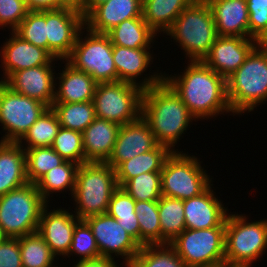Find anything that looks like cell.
<instances>
[{
    "instance_id": "6da1fadb",
    "label": "cell",
    "mask_w": 267,
    "mask_h": 267,
    "mask_svg": "<svg viewBox=\"0 0 267 267\" xmlns=\"http://www.w3.org/2000/svg\"><path fill=\"white\" fill-rule=\"evenodd\" d=\"M164 81L181 98L195 120L232 112L226 79L203 61H191L182 75L164 76Z\"/></svg>"
},
{
    "instance_id": "7a4b0ae2",
    "label": "cell",
    "mask_w": 267,
    "mask_h": 267,
    "mask_svg": "<svg viewBox=\"0 0 267 267\" xmlns=\"http://www.w3.org/2000/svg\"><path fill=\"white\" fill-rule=\"evenodd\" d=\"M141 117L149 124L160 145L176 151L174 144L195 118L175 91L165 82L145 89Z\"/></svg>"
},
{
    "instance_id": "3957f363",
    "label": "cell",
    "mask_w": 267,
    "mask_h": 267,
    "mask_svg": "<svg viewBox=\"0 0 267 267\" xmlns=\"http://www.w3.org/2000/svg\"><path fill=\"white\" fill-rule=\"evenodd\" d=\"M227 97L234 114L251 112L267 100V49L256 45L244 63L226 79Z\"/></svg>"
},
{
    "instance_id": "277c9868",
    "label": "cell",
    "mask_w": 267,
    "mask_h": 267,
    "mask_svg": "<svg viewBox=\"0 0 267 267\" xmlns=\"http://www.w3.org/2000/svg\"><path fill=\"white\" fill-rule=\"evenodd\" d=\"M178 42L190 61H202L218 37L213 13L205 0H195L166 32Z\"/></svg>"
},
{
    "instance_id": "5b68a950",
    "label": "cell",
    "mask_w": 267,
    "mask_h": 267,
    "mask_svg": "<svg viewBox=\"0 0 267 267\" xmlns=\"http://www.w3.org/2000/svg\"><path fill=\"white\" fill-rule=\"evenodd\" d=\"M118 188L115 170L107 163L86 162L78 167L72 197L75 215L84 220L107 213L113 192Z\"/></svg>"
},
{
    "instance_id": "8992f818",
    "label": "cell",
    "mask_w": 267,
    "mask_h": 267,
    "mask_svg": "<svg viewBox=\"0 0 267 267\" xmlns=\"http://www.w3.org/2000/svg\"><path fill=\"white\" fill-rule=\"evenodd\" d=\"M48 203L36 184L28 183L0 196V225L8 238L37 232L40 216Z\"/></svg>"
},
{
    "instance_id": "52a82bcc",
    "label": "cell",
    "mask_w": 267,
    "mask_h": 267,
    "mask_svg": "<svg viewBox=\"0 0 267 267\" xmlns=\"http://www.w3.org/2000/svg\"><path fill=\"white\" fill-rule=\"evenodd\" d=\"M246 216L228 214L225 227V266L251 267L267 248V220L246 222Z\"/></svg>"
},
{
    "instance_id": "ba28073f",
    "label": "cell",
    "mask_w": 267,
    "mask_h": 267,
    "mask_svg": "<svg viewBox=\"0 0 267 267\" xmlns=\"http://www.w3.org/2000/svg\"><path fill=\"white\" fill-rule=\"evenodd\" d=\"M195 156L172 151L161 170V195L181 200L199 196L211 184Z\"/></svg>"
},
{
    "instance_id": "9c48e42d",
    "label": "cell",
    "mask_w": 267,
    "mask_h": 267,
    "mask_svg": "<svg viewBox=\"0 0 267 267\" xmlns=\"http://www.w3.org/2000/svg\"><path fill=\"white\" fill-rule=\"evenodd\" d=\"M143 91L127 82L98 83L93 97L95 116L120 126L138 120L142 112Z\"/></svg>"
},
{
    "instance_id": "30bf717a",
    "label": "cell",
    "mask_w": 267,
    "mask_h": 267,
    "mask_svg": "<svg viewBox=\"0 0 267 267\" xmlns=\"http://www.w3.org/2000/svg\"><path fill=\"white\" fill-rule=\"evenodd\" d=\"M83 39L79 32L71 54L65 59L74 68L81 70L97 83L117 82V70L113 61V44L107 34L87 30ZM81 38V39H80Z\"/></svg>"
},
{
    "instance_id": "8fae6325",
    "label": "cell",
    "mask_w": 267,
    "mask_h": 267,
    "mask_svg": "<svg viewBox=\"0 0 267 267\" xmlns=\"http://www.w3.org/2000/svg\"><path fill=\"white\" fill-rule=\"evenodd\" d=\"M225 227L185 229L169 244L188 267L225 266Z\"/></svg>"
},
{
    "instance_id": "7c38bea8",
    "label": "cell",
    "mask_w": 267,
    "mask_h": 267,
    "mask_svg": "<svg viewBox=\"0 0 267 267\" xmlns=\"http://www.w3.org/2000/svg\"><path fill=\"white\" fill-rule=\"evenodd\" d=\"M48 108L0 81V123L7 131L1 141L18 142Z\"/></svg>"
},
{
    "instance_id": "4fadbf2b",
    "label": "cell",
    "mask_w": 267,
    "mask_h": 267,
    "mask_svg": "<svg viewBox=\"0 0 267 267\" xmlns=\"http://www.w3.org/2000/svg\"><path fill=\"white\" fill-rule=\"evenodd\" d=\"M90 226L100 253V257L122 256L125 266H130L139 252L140 245L108 213L84 219ZM124 256V257H123Z\"/></svg>"
},
{
    "instance_id": "5bb4252c",
    "label": "cell",
    "mask_w": 267,
    "mask_h": 267,
    "mask_svg": "<svg viewBox=\"0 0 267 267\" xmlns=\"http://www.w3.org/2000/svg\"><path fill=\"white\" fill-rule=\"evenodd\" d=\"M48 53L65 60L72 52L79 32L85 29L80 10L68 6L46 10Z\"/></svg>"
},
{
    "instance_id": "9a60e30c",
    "label": "cell",
    "mask_w": 267,
    "mask_h": 267,
    "mask_svg": "<svg viewBox=\"0 0 267 267\" xmlns=\"http://www.w3.org/2000/svg\"><path fill=\"white\" fill-rule=\"evenodd\" d=\"M60 60L53 58L47 65L36 66L13 72L5 81L8 87L21 95L40 101L51 108L55 96V73L52 62Z\"/></svg>"
},
{
    "instance_id": "2e32d148",
    "label": "cell",
    "mask_w": 267,
    "mask_h": 267,
    "mask_svg": "<svg viewBox=\"0 0 267 267\" xmlns=\"http://www.w3.org/2000/svg\"><path fill=\"white\" fill-rule=\"evenodd\" d=\"M258 44L246 37L218 36L203 62L224 79L230 77Z\"/></svg>"
},
{
    "instance_id": "e0dca14e",
    "label": "cell",
    "mask_w": 267,
    "mask_h": 267,
    "mask_svg": "<svg viewBox=\"0 0 267 267\" xmlns=\"http://www.w3.org/2000/svg\"><path fill=\"white\" fill-rule=\"evenodd\" d=\"M158 145L149 124L140 117L120 126L112 154L106 163L115 170L122 162L151 151Z\"/></svg>"
},
{
    "instance_id": "ac0fdd59",
    "label": "cell",
    "mask_w": 267,
    "mask_h": 267,
    "mask_svg": "<svg viewBox=\"0 0 267 267\" xmlns=\"http://www.w3.org/2000/svg\"><path fill=\"white\" fill-rule=\"evenodd\" d=\"M80 219L66 210H42L37 232L49 245L52 253L66 256L71 246L76 223Z\"/></svg>"
},
{
    "instance_id": "d6986e66",
    "label": "cell",
    "mask_w": 267,
    "mask_h": 267,
    "mask_svg": "<svg viewBox=\"0 0 267 267\" xmlns=\"http://www.w3.org/2000/svg\"><path fill=\"white\" fill-rule=\"evenodd\" d=\"M150 48L131 49L113 45V61L117 70V82H127L141 87L143 90L156 86L164 81L162 73L145 78L141 83L136 82L137 77L149 67L151 54Z\"/></svg>"
},
{
    "instance_id": "ffe728a7",
    "label": "cell",
    "mask_w": 267,
    "mask_h": 267,
    "mask_svg": "<svg viewBox=\"0 0 267 267\" xmlns=\"http://www.w3.org/2000/svg\"><path fill=\"white\" fill-rule=\"evenodd\" d=\"M186 229L226 227L227 208L209 186L199 196L183 200Z\"/></svg>"
},
{
    "instance_id": "44dd1931",
    "label": "cell",
    "mask_w": 267,
    "mask_h": 267,
    "mask_svg": "<svg viewBox=\"0 0 267 267\" xmlns=\"http://www.w3.org/2000/svg\"><path fill=\"white\" fill-rule=\"evenodd\" d=\"M11 38L7 39L2 47V66L5 74V81L13 72L32 68L36 66L47 65L53 57L45 50L37 47L18 36L12 31Z\"/></svg>"
},
{
    "instance_id": "7402d4cb",
    "label": "cell",
    "mask_w": 267,
    "mask_h": 267,
    "mask_svg": "<svg viewBox=\"0 0 267 267\" xmlns=\"http://www.w3.org/2000/svg\"><path fill=\"white\" fill-rule=\"evenodd\" d=\"M137 17H142V0H108L84 18L85 29L107 34L122 21Z\"/></svg>"
},
{
    "instance_id": "603a6c76",
    "label": "cell",
    "mask_w": 267,
    "mask_h": 267,
    "mask_svg": "<svg viewBox=\"0 0 267 267\" xmlns=\"http://www.w3.org/2000/svg\"><path fill=\"white\" fill-rule=\"evenodd\" d=\"M213 13L218 36L249 38L246 0H205Z\"/></svg>"
},
{
    "instance_id": "cb8c5ba5",
    "label": "cell",
    "mask_w": 267,
    "mask_h": 267,
    "mask_svg": "<svg viewBox=\"0 0 267 267\" xmlns=\"http://www.w3.org/2000/svg\"><path fill=\"white\" fill-rule=\"evenodd\" d=\"M120 125L95 117L82 132L86 162L106 163L115 146Z\"/></svg>"
},
{
    "instance_id": "d4e9b609",
    "label": "cell",
    "mask_w": 267,
    "mask_h": 267,
    "mask_svg": "<svg viewBox=\"0 0 267 267\" xmlns=\"http://www.w3.org/2000/svg\"><path fill=\"white\" fill-rule=\"evenodd\" d=\"M28 183L25 150L18 142L0 141V196Z\"/></svg>"
},
{
    "instance_id": "484cf974",
    "label": "cell",
    "mask_w": 267,
    "mask_h": 267,
    "mask_svg": "<svg viewBox=\"0 0 267 267\" xmlns=\"http://www.w3.org/2000/svg\"><path fill=\"white\" fill-rule=\"evenodd\" d=\"M58 90L55 89L53 103H78L93 101L97 82L91 75L74 68L68 62L59 73Z\"/></svg>"
},
{
    "instance_id": "4316f807",
    "label": "cell",
    "mask_w": 267,
    "mask_h": 267,
    "mask_svg": "<svg viewBox=\"0 0 267 267\" xmlns=\"http://www.w3.org/2000/svg\"><path fill=\"white\" fill-rule=\"evenodd\" d=\"M195 0H142V17L157 34L166 33L176 18Z\"/></svg>"
},
{
    "instance_id": "83f0119b",
    "label": "cell",
    "mask_w": 267,
    "mask_h": 267,
    "mask_svg": "<svg viewBox=\"0 0 267 267\" xmlns=\"http://www.w3.org/2000/svg\"><path fill=\"white\" fill-rule=\"evenodd\" d=\"M171 153L172 151L168 147L159 144L151 151L122 162L115 169L118 187H122L128 180L139 174L161 172L167 157Z\"/></svg>"
},
{
    "instance_id": "f1b7e54d",
    "label": "cell",
    "mask_w": 267,
    "mask_h": 267,
    "mask_svg": "<svg viewBox=\"0 0 267 267\" xmlns=\"http://www.w3.org/2000/svg\"><path fill=\"white\" fill-rule=\"evenodd\" d=\"M107 35L113 45L138 49L151 48L150 44L157 34L148 26L143 17H137L122 21Z\"/></svg>"
},
{
    "instance_id": "f546056e",
    "label": "cell",
    "mask_w": 267,
    "mask_h": 267,
    "mask_svg": "<svg viewBox=\"0 0 267 267\" xmlns=\"http://www.w3.org/2000/svg\"><path fill=\"white\" fill-rule=\"evenodd\" d=\"M158 214L161 244L167 245L186 229L183 200L161 196L158 200Z\"/></svg>"
},
{
    "instance_id": "4dcf8cb0",
    "label": "cell",
    "mask_w": 267,
    "mask_h": 267,
    "mask_svg": "<svg viewBox=\"0 0 267 267\" xmlns=\"http://www.w3.org/2000/svg\"><path fill=\"white\" fill-rule=\"evenodd\" d=\"M136 201L122 188L112 194L107 213L140 245V226L135 213Z\"/></svg>"
},
{
    "instance_id": "1f68e13d",
    "label": "cell",
    "mask_w": 267,
    "mask_h": 267,
    "mask_svg": "<svg viewBox=\"0 0 267 267\" xmlns=\"http://www.w3.org/2000/svg\"><path fill=\"white\" fill-rule=\"evenodd\" d=\"M80 165L71 161H65L62 165L48 171L37 183V189L43 199L48 203V197L53 192H62L69 189L73 195L76 182V174Z\"/></svg>"
},
{
    "instance_id": "d6a6232c",
    "label": "cell",
    "mask_w": 267,
    "mask_h": 267,
    "mask_svg": "<svg viewBox=\"0 0 267 267\" xmlns=\"http://www.w3.org/2000/svg\"><path fill=\"white\" fill-rule=\"evenodd\" d=\"M61 127L83 132L95 119L93 101L78 103H53Z\"/></svg>"
},
{
    "instance_id": "836d02e7",
    "label": "cell",
    "mask_w": 267,
    "mask_h": 267,
    "mask_svg": "<svg viewBox=\"0 0 267 267\" xmlns=\"http://www.w3.org/2000/svg\"><path fill=\"white\" fill-rule=\"evenodd\" d=\"M57 115L48 108L18 141L24 150L36 147H51L60 128ZM26 147L23 146V141Z\"/></svg>"
},
{
    "instance_id": "e575fe53",
    "label": "cell",
    "mask_w": 267,
    "mask_h": 267,
    "mask_svg": "<svg viewBox=\"0 0 267 267\" xmlns=\"http://www.w3.org/2000/svg\"><path fill=\"white\" fill-rule=\"evenodd\" d=\"M129 267H188L170 244L141 246Z\"/></svg>"
},
{
    "instance_id": "d590c367",
    "label": "cell",
    "mask_w": 267,
    "mask_h": 267,
    "mask_svg": "<svg viewBox=\"0 0 267 267\" xmlns=\"http://www.w3.org/2000/svg\"><path fill=\"white\" fill-rule=\"evenodd\" d=\"M135 213L140 226V246L161 244L158 200L136 201Z\"/></svg>"
},
{
    "instance_id": "8d00e7d4",
    "label": "cell",
    "mask_w": 267,
    "mask_h": 267,
    "mask_svg": "<svg viewBox=\"0 0 267 267\" xmlns=\"http://www.w3.org/2000/svg\"><path fill=\"white\" fill-rule=\"evenodd\" d=\"M23 267H55V256L38 232L19 238ZM57 267V266H56Z\"/></svg>"
},
{
    "instance_id": "74e56055",
    "label": "cell",
    "mask_w": 267,
    "mask_h": 267,
    "mask_svg": "<svg viewBox=\"0 0 267 267\" xmlns=\"http://www.w3.org/2000/svg\"><path fill=\"white\" fill-rule=\"evenodd\" d=\"M25 158L27 179L32 184H36L48 171L66 161L52 147L26 149Z\"/></svg>"
},
{
    "instance_id": "f35d334b",
    "label": "cell",
    "mask_w": 267,
    "mask_h": 267,
    "mask_svg": "<svg viewBox=\"0 0 267 267\" xmlns=\"http://www.w3.org/2000/svg\"><path fill=\"white\" fill-rule=\"evenodd\" d=\"M14 32L23 40L48 52L46 10L29 11Z\"/></svg>"
},
{
    "instance_id": "ab89813d",
    "label": "cell",
    "mask_w": 267,
    "mask_h": 267,
    "mask_svg": "<svg viewBox=\"0 0 267 267\" xmlns=\"http://www.w3.org/2000/svg\"><path fill=\"white\" fill-rule=\"evenodd\" d=\"M122 188L135 201L159 200L161 195V172L142 173L128 180Z\"/></svg>"
},
{
    "instance_id": "60d3db41",
    "label": "cell",
    "mask_w": 267,
    "mask_h": 267,
    "mask_svg": "<svg viewBox=\"0 0 267 267\" xmlns=\"http://www.w3.org/2000/svg\"><path fill=\"white\" fill-rule=\"evenodd\" d=\"M51 147L66 161L85 163L82 132L60 127Z\"/></svg>"
},
{
    "instance_id": "b9f144b4",
    "label": "cell",
    "mask_w": 267,
    "mask_h": 267,
    "mask_svg": "<svg viewBox=\"0 0 267 267\" xmlns=\"http://www.w3.org/2000/svg\"><path fill=\"white\" fill-rule=\"evenodd\" d=\"M73 253L81 257L80 261L100 257L95 237L85 220L80 219L75 225L71 246L66 256Z\"/></svg>"
},
{
    "instance_id": "7bdbcfd3",
    "label": "cell",
    "mask_w": 267,
    "mask_h": 267,
    "mask_svg": "<svg viewBox=\"0 0 267 267\" xmlns=\"http://www.w3.org/2000/svg\"><path fill=\"white\" fill-rule=\"evenodd\" d=\"M249 13V38L257 42L267 32V0H246Z\"/></svg>"
},
{
    "instance_id": "ee69618b",
    "label": "cell",
    "mask_w": 267,
    "mask_h": 267,
    "mask_svg": "<svg viewBox=\"0 0 267 267\" xmlns=\"http://www.w3.org/2000/svg\"><path fill=\"white\" fill-rule=\"evenodd\" d=\"M28 12L25 0H0V26L9 25L14 31Z\"/></svg>"
},
{
    "instance_id": "f6af8a7d",
    "label": "cell",
    "mask_w": 267,
    "mask_h": 267,
    "mask_svg": "<svg viewBox=\"0 0 267 267\" xmlns=\"http://www.w3.org/2000/svg\"><path fill=\"white\" fill-rule=\"evenodd\" d=\"M0 267H23L19 238H8L0 242Z\"/></svg>"
},
{
    "instance_id": "bcb514c9",
    "label": "cell",
    "mask_w": 267,
    "mask_h": 267,
    "mask_svg": "<svg viewBox=\"0 0 267 267\" xmlns=\"http://www.w3.org/2000/svg\"><path fill=\"white\" fill-rule=\"evenodd\" d=\"M29 11L53 10L63 7L58 0H25Z\"/></svg>"
},
{
    "instance_id": "7dc6e473",
    "label": "cell",
    "mask_w": 267,
    "mask_h": 267,
    "mask_svg": "<svg viewBox=\"0 0 267 267\" xmlns=\"http://www.w3.org/2000/svg\"><path fill=\"white\" fill-rule=\"evenodd\" d=\"M115 260L107 257L82 260L75 264V267H119Z\"/></svg>"
},
{
    "instance_id": "c3c4849f",
    "label": "cell",
    "mask_w": 267,
    "mask_h": 267,
    "mask_svg": "<svg viewBox=\"0 0 267 267\" xmlns=\"http://www.w3.org/2000/svg\"><path fill=\"white\" fill-rule=\"evenodd\" d=\"M108 0H83L82 7L79 9L84 18L98 5Z\"/></svg>"
},
{
    "instance_id": "681fc988",
    "label": "cell",
    "mask_w": 267,
    "mask_h": 267,
    "mask_svg": "<svg viewBox=\"0 0 267 267\" xmlns=\"http://www.w3.org/2000/svg\"><path fill=\"white\" fill-rule=\"evenodd\" d=\"M63 6H68L76 9L82 7L83 0H58Z\"/></svg>"
},
{
    "instance_id": "f907efd6",
    "label": "cell",
    "mask_w": 267,
    "mask_h": 267,
    "mask_svg": "<svg viewBox=\"0 0 267 267\" xmlns=\"http://www.w3.org/2000/svg\"><path fill=\"white\" fill-rule=\"evenodd\" d=\"M258 45L267 49V32L266 34L258 41Z\"/></svg>"
},
{
    "instance_id": "816d5d0a",
    "label": "cell",
    "mask_w": 267,
    "mask_h": 267,
    "mask_svg": "<svg viewBox=\"0 0 267 267\" xmlns=\"http://www.w3.org/2000/svg\"><path fill=\"white\" fill-rule=\"evenodd\" d=\"M8 239V236L4 232L2 226L0 225V242L6 241Z\"/></svg>"
},
{
    "instance_id": "f5cc1de1",
    "label": "cell",
    "mask_w": 267,
    "mask_h": 267,
    "mask_svg": "<svg viewBox=\"0 0 267 267\" xmlns=\"http://www.w3.org/2000/svg\"><path fill=\"white\" fill-rule=\"evenodd\" d=\"M224 267H244V266H224Z\"/></svg>"
}]
</instances>
